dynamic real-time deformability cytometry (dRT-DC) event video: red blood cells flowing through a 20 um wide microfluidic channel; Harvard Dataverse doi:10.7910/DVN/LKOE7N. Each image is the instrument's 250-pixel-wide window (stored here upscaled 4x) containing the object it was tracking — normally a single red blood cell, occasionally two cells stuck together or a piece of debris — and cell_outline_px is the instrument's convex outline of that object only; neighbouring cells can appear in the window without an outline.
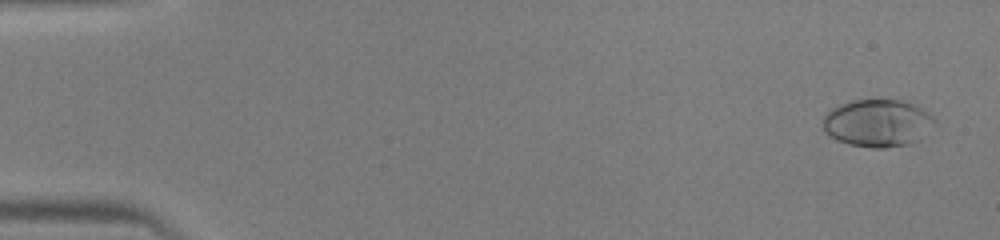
{"species": "human", "species_latin": "Homo sapiens", "temperature_condition": "warm", "stored_images_in_passage": 46, "camera_frame_rate_fps": 3000, "um_per_image_px": 0.085, "donor": {"sex": "male"}, "frame": {"image": 1, "passage_image": 2, "time_ms": 0.333, "image_size_px": [1000, 240], "cell_outline_px": [[936, 124], [920, 140], [908, 144], [884, 148], [872, 148], [848, 144], [832, 136], [824, 128], [824, 116], [832, 108], [840, 104], [852, 100], [900, 100], [912, 104], [928, 112], [936, 120]], "centroid_in_image_um": [74.65, 10.46], "position_along_channel_um": 10.4, "area_um2": 30.69}}
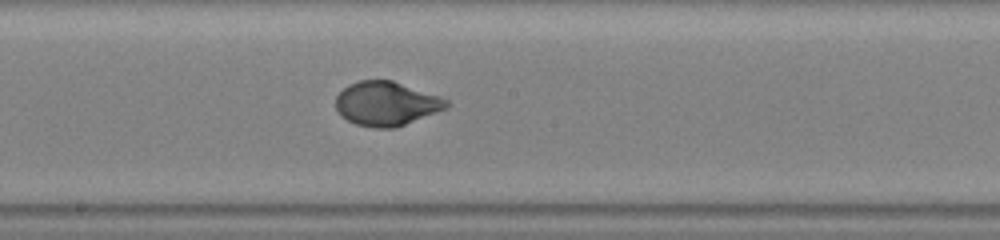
{"frame": {"image": 2, "passage_image": 26, "time_ms": 8.333, "image_size_px": [1000, 240], "cell_outline_px": [[452, 104], [448, 108], [396, 128], [376, 128], [356, 124], [340, 116], [336, 108], [336, 96], [348, 84], [360, 80], [392, 80], [440, 96], [448, 100]], "centroid_in_image_um": [32.86, 8.81], "position_along_channel_um": 215.3, "area_um2": 28.67}}
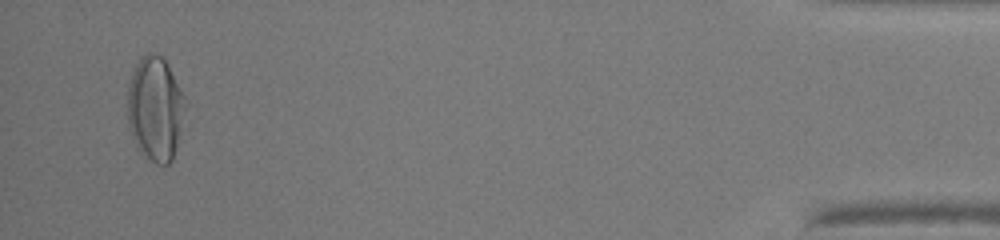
{"frame": {"image": 3, "passage_image": 45, "time_ms": 14.667, "image_size_px": [1000, 240], "cell_outline_px": [[184, 96], [176, 144], [172, 160], [168, 164], [156, 164], [140, 148], [128, 124], [128, 84], [132, 72], [140, 56], [144, 52], [152, 52], [160, 56], [168, 64]], "centroid_in_image_um": [13.15, 9.14], "position_along_channel_um": 422.1, "area_um2": 33.7}}